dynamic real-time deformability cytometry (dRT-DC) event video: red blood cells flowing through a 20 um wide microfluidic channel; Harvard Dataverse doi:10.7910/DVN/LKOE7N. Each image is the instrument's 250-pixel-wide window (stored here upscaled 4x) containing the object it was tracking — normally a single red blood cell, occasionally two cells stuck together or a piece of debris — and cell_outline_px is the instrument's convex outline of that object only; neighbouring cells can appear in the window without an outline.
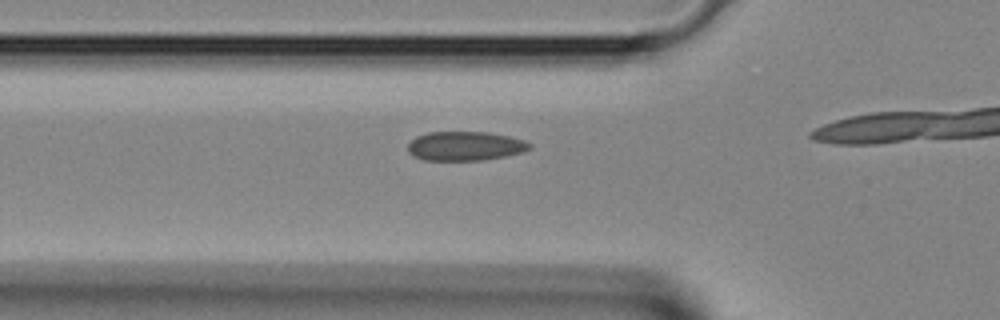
{"species": "Egyptian fruit bat (a non-hibernating species)", "species_latin": "Rousettus aegyptiacus", "temperature_condition": "room temperature", "stored_images_in_passage": 8, "camera_frame_rate_fps": 3000, "um_per_image_px": 0.085, "animal": {"sex": "female"}, "frame": {"image": 1, "passage_image": 5, "time_ms": 1.333, "image_size_px": [1000, 320], "cell_outline_px": [[532, 148], [524, 152], [504, 156], [480, 160], [424, 160], [412, 156], [408, 152], [408, 144], [416, 136], [428, 132], [488, 132], [508, 136], [524, 140], [532, 144]], "centroid_in_image_um": [39.53, 12.41], "position_along_channel_um": 86.3, "area_um2": 20.75}}
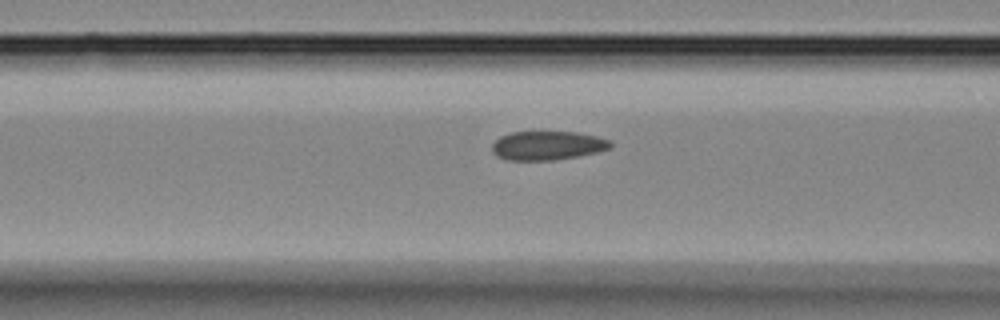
{"frame": {"image": 2, "passage_image": 7, "time_ms": 2.0, "image_size_px": [1000, 320], "cell_outline_px": [[612, 148], [596, 152], [556, 160], [508, 160], [496, 156], [492, 152], [492, 144], [500, 136], [512, 132], [576, 132], [596, 136], [608, 140], [612, 144]], "centroid_in_image_um": [46.51, 12.37], "position_along_channel_um": 120.1, "area_um2": 19.88}}